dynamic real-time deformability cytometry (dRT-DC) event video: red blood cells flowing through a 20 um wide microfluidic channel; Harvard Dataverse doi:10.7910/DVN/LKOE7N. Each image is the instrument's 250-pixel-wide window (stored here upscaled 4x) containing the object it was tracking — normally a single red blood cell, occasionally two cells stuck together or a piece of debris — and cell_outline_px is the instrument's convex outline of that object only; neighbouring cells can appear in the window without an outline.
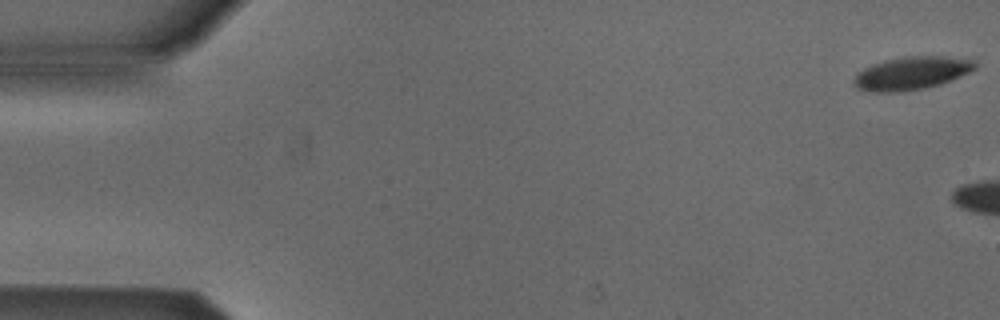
{"species": "Egyptian fruit bat (a non-hibernating species)", "species_latin": "Rousettus aegyptiacus", "temperature_condition": "cold", "stored_images_in_passage": 2, "camera_frame_rate_fps": 3000, "um_per_image_px": 0.085, "animal": {"sex": "male"}, "frame": {"image": 1, "passage_image": 1, "time_ms": 0.0, "image_size_px": [1000, 320], "cell_outline_px": [[976, 68], [960, 76], [940, 84], [924, 88], [900, 92], [872, 92], [856, 88], [852, 84], [852, 80], [864, 68], [872, 64], [884, 60], [904, 56], [944, 56], [976, 60]], "centroid_in_image_um": [77.46, 6.22], "position_along_channel_um": 7.5, "area_um2": 23.35}}